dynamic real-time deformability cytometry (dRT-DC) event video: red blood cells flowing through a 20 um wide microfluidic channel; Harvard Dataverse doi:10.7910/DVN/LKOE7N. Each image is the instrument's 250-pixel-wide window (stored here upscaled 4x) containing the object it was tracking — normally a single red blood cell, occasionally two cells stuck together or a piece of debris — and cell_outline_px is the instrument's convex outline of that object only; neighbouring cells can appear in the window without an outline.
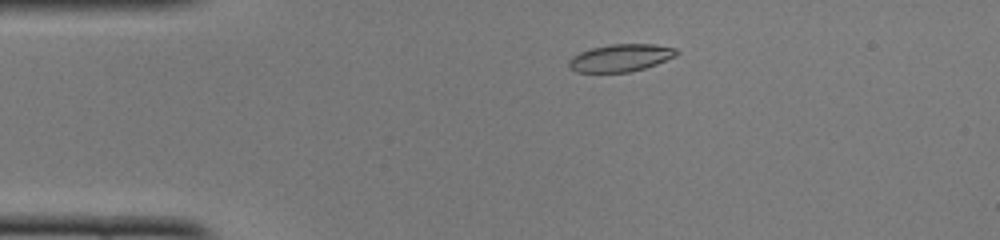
{"species": "common noctule bat (a hibernating species)", "species_latin": "Nyctalus noctula", "temperature_condition": "cold", "stored_images_in_passage": 46, "camera_frame_rate_fps": 3000, "um_per_image_px": 0.085, "animal": {"sex": "female", "body_mass_g": 22.0, "forearm_length_mm": 56.7}, "frame": {"image": 1, "passage_image": 6, "time_ms": 1.667, "image_size_px": [1000, 240], "cell_outline_px": [[680, 52], [676, 56], [656, 64], [644, 68], [628, 72], [576, 72], [568, 68], [568, 60], [572, 56], [580, 52], [592, 48], [612, 44], [656, 44], [676, 48]], "centroid_in_image_um": [52.75, 4.91], "position_along_channel_um": 32.3, "area_um2": 17.28}}
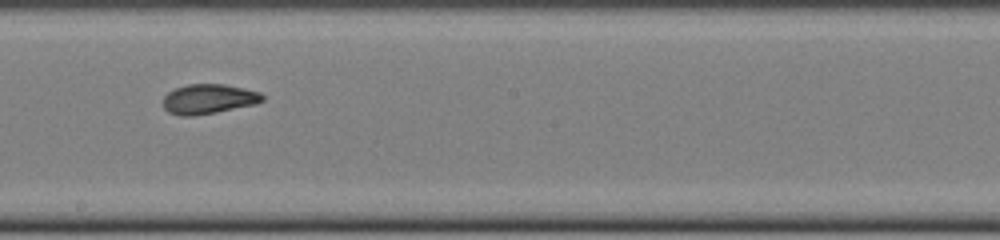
{"frame": {"image": 2, "passage_image": 24, "time_ms": 7.667, "image_size_px": [1000, 240], "cell_outline_px": [[264, 100], [256, 104], [216, 112], [192, 116], [180, 116], [168, 112], [164, 108], [164, 96], [168, 92], [176, 88], [188, 84], [224, 84], [244, 88], [260, 92], [264, 96]], "centroid_in_image_um": [17.74, 8.41], "position_along_channel_um": 230.5, "area_um2": 17.22}}
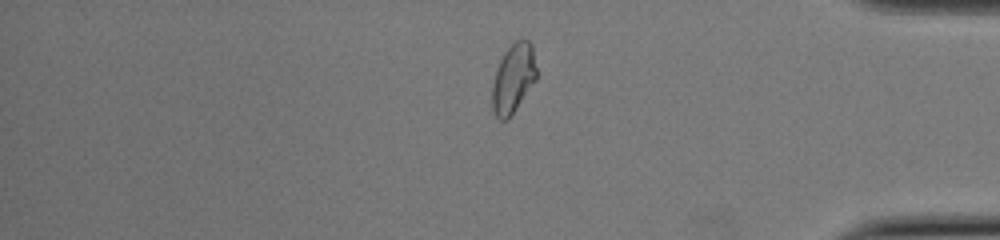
{"frame": {"image": 3, "passage_image": 38, "time_ms": 12.333, "image_size_px": [1000, 240], "cell_outline_px": [[536, 80], [508, 120], [500, 120], [496, 116], [492, 108], [492, 84], [500, 60], [504, 52], [516, 40], [528, 40], [532, 44], [536, 68]], "centroid_in_image_um": [43.63, 6.68], "position_along_channel_um": 391.6, "area_um2": 17.74}, "authors_computed_cell_mechanics": {"area_um2": 17.6579, "velocity_mm_per_s": 3.9852, "shape_relaxation_time_tau1_ms": null, "shape_relaxation_time_tau2_ms": 1.6041, "deformation_change_tau1": null, "deformation_change_tau2": 0.0674}}